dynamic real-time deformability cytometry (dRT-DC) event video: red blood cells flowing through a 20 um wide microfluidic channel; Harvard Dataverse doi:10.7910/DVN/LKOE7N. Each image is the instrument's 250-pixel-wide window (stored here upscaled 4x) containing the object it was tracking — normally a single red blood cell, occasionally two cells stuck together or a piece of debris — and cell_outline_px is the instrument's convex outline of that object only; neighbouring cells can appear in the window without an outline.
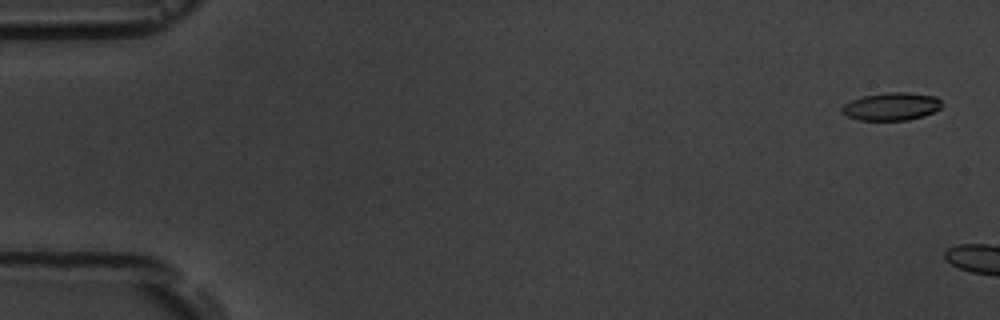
{"species": "common noctule bat (a hibernating species)", "species_latin": "Nyctalus noctula", "temperature_condition": "room temperature", "stored_images_in_passage": 3, "camera_frame_rate_fps": 3000, "um_per_image_px": 0.085, "animal": {"sex": "male", "body_mass_g": 19.5, "forearm_length_mm": 54.6}, "frame": {"image": 1, "passage_image": 1, "time_ms": 0.0, "image_size_px": [1000, 320], "cell_outline_px": [[944, 104], [940, 108], [924, 116], [908, 120], [860, 120], [848, 116], [840, 112], [840, 108], [844, 104], [852, 100], [864, 96], [888, 92], [908, 92], [936, 96]], "centroid_in_image_um": [75.79, 9.05], "position_along_channel_um": 9.2, "area_um2": 16.24}}